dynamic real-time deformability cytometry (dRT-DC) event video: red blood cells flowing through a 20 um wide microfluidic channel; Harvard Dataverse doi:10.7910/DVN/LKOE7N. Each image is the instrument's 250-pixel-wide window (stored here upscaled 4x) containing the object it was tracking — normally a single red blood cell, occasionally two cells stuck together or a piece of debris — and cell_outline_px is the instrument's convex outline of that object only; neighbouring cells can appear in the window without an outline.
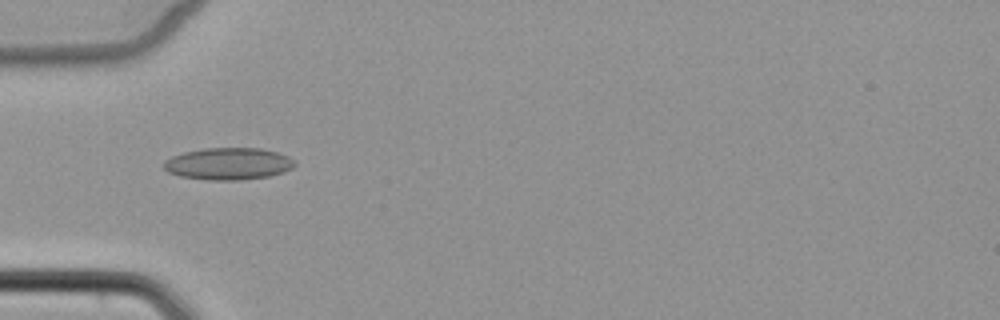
{"species": "common noctule bat (a hibernating species)", "species_latin": "Nyctalus noctula", "temperature_condition": "cold", "stored_images_in_passage": 7, "camera_frame_rate_fps": 3000, "um_per_image_px": 0.085, "animal": {"sex": "female", "body_mass_g": 22.7, "forearm_length_mm": 54.2}, "frame": {"image": 1, "passage_image": 5, "time_ms": 5.0, "image_size_px": [1000, 320], "cell_outline_px": [[296, 164], [292, 168], [284, 172], [268, 176], [240, 180], [208, 180], [180, 176], [168, 172], [164, 168], [164, 160], [172, 156], [184, 152], [204, 148], [260, 148], [276, 152], [288, 156], [296, 160]], "centroid_in_image_um": [19.42, 13.92], "position_along_channel_um": 65.6, "area_um2": 24.51}}
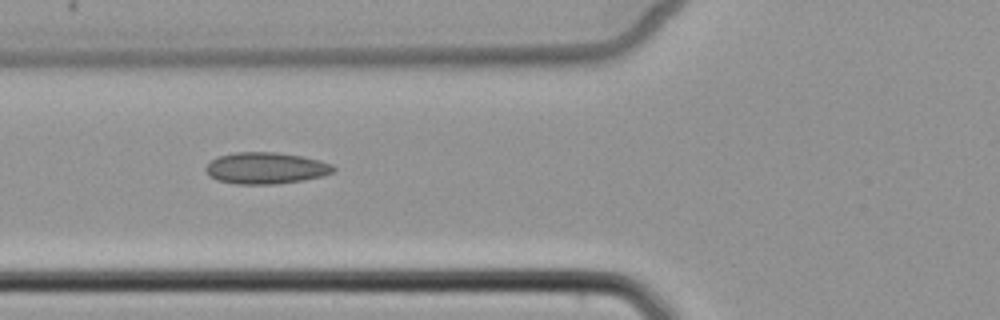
{"frame": {"image": 2, "passage_image": 6, "time_ms": 6.0, "image_size_px": [1000, 320], "cell_outline_px": [[336, 168], [332, 172], [324, 176], [304, 180], [276, 184], [236, 184], [216, 180], [208, 176], [204, 168], [212, 160], [220, 156], [236, 152], [276, 152], [300, 156], [320, 160], [332, 164]], "centroid_in_image_um": [22.6, 14.3], "position_along_channel_um": 103.2, "area_um2": 23.52}}
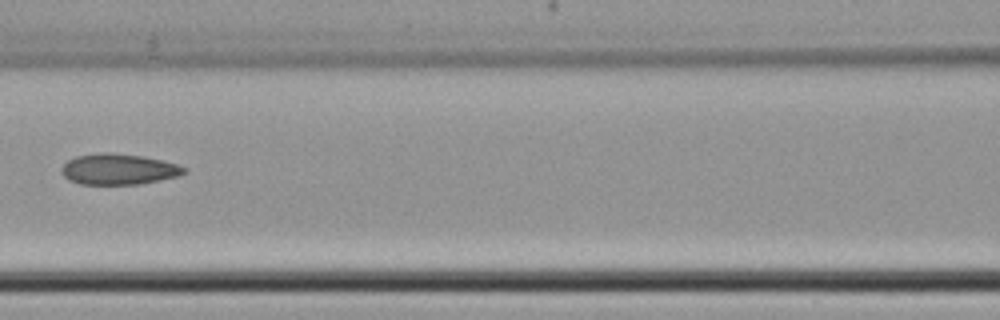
{"frame": {"image": 3, "passage_image": 7, "time_ms": 7.333, "image_size_px": [1000, 320], "cell_outline_px": [[188, 172], [176, 176], [160, 180], [140, 184], [80, 184], [68, 180], [60, 172], [60, 168], [68, 160], [76, 156], [104, 152], [108, 152], [140, 156], [160, 160], [176, 164], [188, 168]], "centroid_in_image_um": [10.05, 14.39], "position_along_channel_um": 156.5, "area_um2": 21.96}}